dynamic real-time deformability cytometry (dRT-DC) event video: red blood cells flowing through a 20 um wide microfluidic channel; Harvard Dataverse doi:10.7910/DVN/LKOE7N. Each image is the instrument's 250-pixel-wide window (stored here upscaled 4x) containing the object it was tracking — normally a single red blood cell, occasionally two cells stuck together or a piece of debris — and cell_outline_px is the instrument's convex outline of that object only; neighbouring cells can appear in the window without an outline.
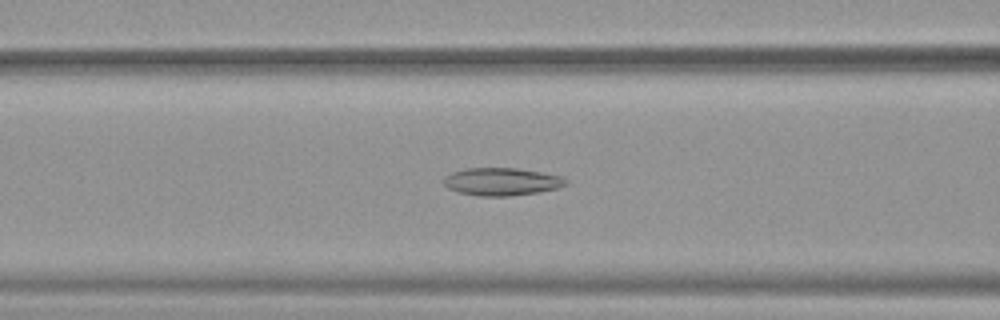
{"species": "common noctule bat (a hibernating species)", "species_latin": "Nyctalus noctula", "temperature_condition": "warm", "stored_images_in_passage": 51, "camera_frame_rate_fps": 3000, "um_per_image_px": 0.085, "animal": {"sex": "female", "body_mass_g": 19.9}, "frame": {"image": 1, "passage_image": 21, "time_ms": 6.667, "image_size_px": [1000, 320], "cell_outline_px": [[568, 184], [556, 188], [536, 192], [512, 196], [476, 196], [460, 192], [448, 188], [444, 184], [444, 176], [452, 172], [464, 168], [516, 168], [540, 172], [560, 176], [568, 180]], "centroid_in_image_um": [42.62, 15.44], "position_along_channel_um": 124.0, "area_um2": 19.65}}
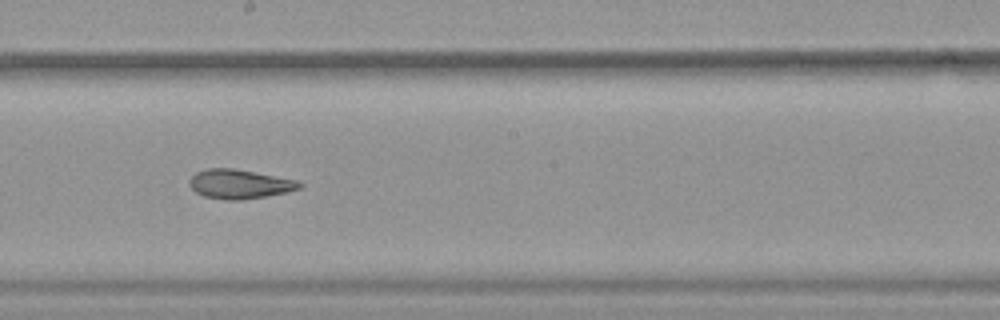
{"frame": {"image": 2, "passage_image": 29, "time_ms": 9.333, "image_size_px": [1000, 320], "cell_outline_px": [[304, 184], [300, 188], [288, 192], [240, 200], [228, 200], [204, 196], [196, 192], [188, 184], [188, 180], [196, 172], [208, 168], [232, 168], [296, 180]], "centroid_in_image_um": [20.34, 15.64], "position_along_channel_um": 227.9, "area_um2": 18.55}}
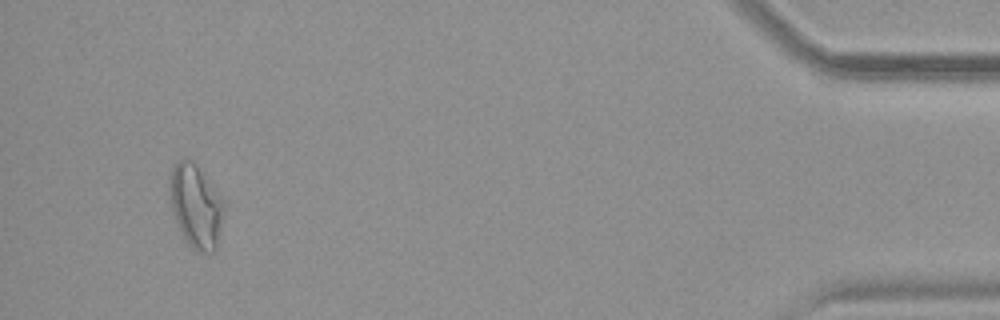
{"frame": {"image": 3, "passage_image": 49, "time_ms": 16.0, "image_size_px": [1000, 320], "cell_outline_px": [[224, 212], [216, 248], [212, 252], [196, 252], [188, 244], [176, 220], [168, 196], [168, 176], [176, 160], [192, 160], [196, 164], [224, 200]], "centroid_in_image_um": [16.62, 17.49], "position_along_channel_um": 418.6, "area_um2": 26.41}, "authors_computed_cell_mechanics": {"area_um2": 21.7906, "velocity_mm_per_s": 3.9068, "shape_relaxation_time_tau1_ms": null, "shape_relaxation_time_tau2_ms": 2.1651, "deformation_change_tau1": null, "deformation_change_tau2": 0.0845}}